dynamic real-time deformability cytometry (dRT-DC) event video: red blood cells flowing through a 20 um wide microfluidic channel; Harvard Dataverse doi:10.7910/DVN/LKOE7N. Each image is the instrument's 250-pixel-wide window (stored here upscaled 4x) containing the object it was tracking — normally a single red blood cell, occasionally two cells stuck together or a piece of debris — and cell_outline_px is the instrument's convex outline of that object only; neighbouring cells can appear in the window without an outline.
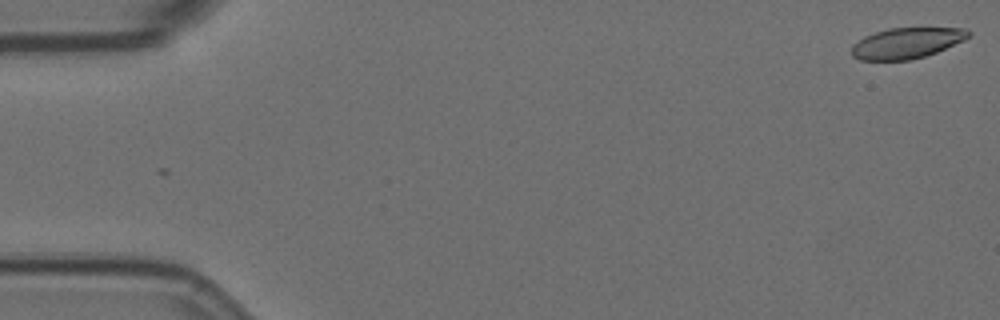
{"species": "Egyptian fruit bat (a non-hibernating species)", "species_latin": "Rousettus aegyptiacus", "temperature_condition": "room temperature", "stored_images_in_passage": 2, "camera_frame_rate_fps": 3000, "um_per_image_px": 0.085, "animal": {"sex": "female"}, "frame": {"image": 1, "passage_image": 2, "time_ms": 0.333, "image_size_px": [1000, 320], "cell_outline_px": [[972, 36], [964, 40], [936, 52], [924, 56], [908, 60], [860, 60], [852, 56], [852, 44], [864, 36], [888, 28], [968, 28], [972, 32]], "centroid_in_image_um": [77.08, 3.65], "position_along_channel_um": 7.9, "area_um2": 20.98}}